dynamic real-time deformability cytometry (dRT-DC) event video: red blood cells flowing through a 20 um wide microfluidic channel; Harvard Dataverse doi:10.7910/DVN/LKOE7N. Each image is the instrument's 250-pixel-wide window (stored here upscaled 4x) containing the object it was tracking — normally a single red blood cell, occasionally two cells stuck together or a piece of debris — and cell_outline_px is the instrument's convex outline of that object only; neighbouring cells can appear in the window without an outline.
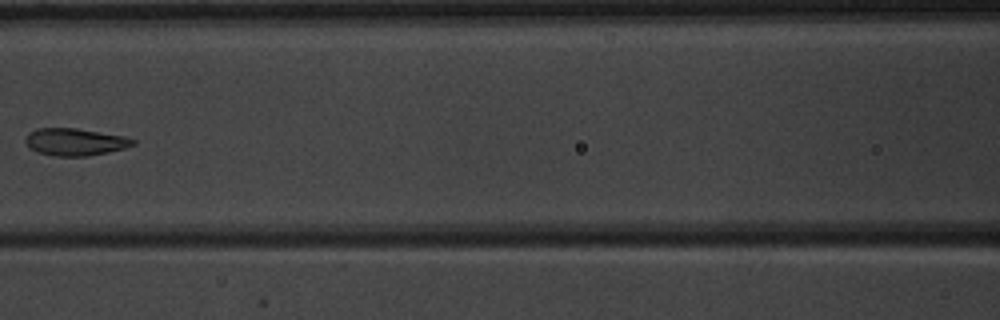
{"species": "common noctule bat (a hibernating species)", "species_latin": "Nyctalus noctula", "temperature_condition": "warm", "stored_images_in_passage": 7, "camera_frame_rate_fps": 3000, "um_per_image_px": 0.085, "animal": {"sex": "male", "body_mass_g": 20.1, "forearm_length_mm": 53.5}, "frame": {"image": 1, "passage_image": 6, "time_ms": 6.0, "image_size_px": [1000, 320], "cell_outline_px": [[136, 144], [124, 148], [108, 152], [88, 156], [56, 156], [40, 152], [32, 148], [24, 140], [28, 132], [36, 128], [76, 128], [124, 136], [136, 140]], "centroid_in_image_um": [6.4, 12.05], "position_along_channel_um": 160.2, "area_um2": 16.94}}
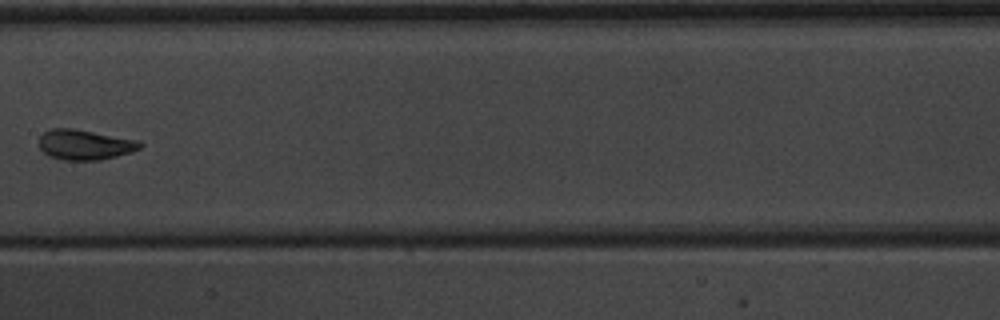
{"frame": {"image": 2, "passage_image": 7, "time_ms": 7.0, "image_size_px": [1000, 320], "cell_outline_px": [[144, 144], [140, 148], [132, 152], [100, 160], [64, 160], [48, 156], [40, 148], [40, 136], [44, 132], [52, 128], [76, 128], [136, 140]], "centroid_in_image_um": [7.2, 12.29], "position_along_channel_um": 200.2, "area_um2": 17.74}}